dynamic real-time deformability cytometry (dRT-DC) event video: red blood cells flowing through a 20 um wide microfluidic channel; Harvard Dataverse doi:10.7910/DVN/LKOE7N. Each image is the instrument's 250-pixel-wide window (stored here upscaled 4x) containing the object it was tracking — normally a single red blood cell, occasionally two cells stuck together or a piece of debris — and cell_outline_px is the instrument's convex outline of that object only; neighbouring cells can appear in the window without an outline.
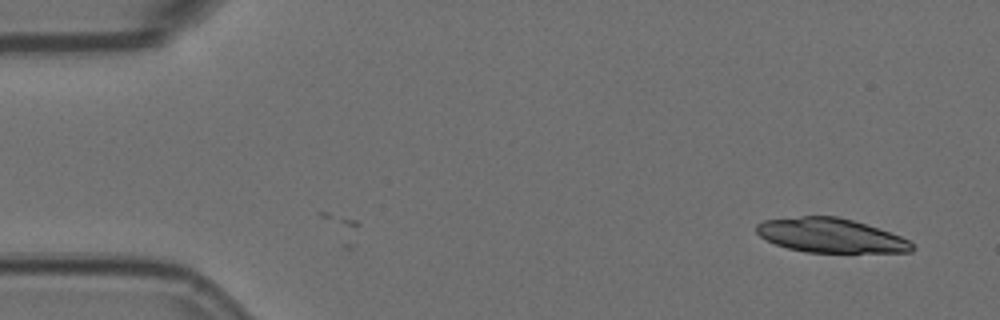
{"species": "Egyptian fruit bat (a non-hibernating species)", "species_latin": "Rousettus aegyptiacus", "temperature_condition": "room temperature", "stored_images_in_passage": 5, "camera_frame_rate_fps": 3000, "um_per_image_px": 0.085, "animal": {"sex": "female"}, "frame": {"image": 1, "passage_image": 5, "time_ms": 1.333, "image_size_px": [1000, 320], "cell_outline_px": [[916, 248], [912, 252], [804, 252], [788, 248], [776, 244], [760, 236], [756, 232], [756, 224], [764, 220], [800, 216], [836, 216], [852, 220], [900, 236], [908, 240]], "centroid_in_image_um": [70.58, 20.02], "position_along_channel_um": 14.4, "area_um2": 30.75}}